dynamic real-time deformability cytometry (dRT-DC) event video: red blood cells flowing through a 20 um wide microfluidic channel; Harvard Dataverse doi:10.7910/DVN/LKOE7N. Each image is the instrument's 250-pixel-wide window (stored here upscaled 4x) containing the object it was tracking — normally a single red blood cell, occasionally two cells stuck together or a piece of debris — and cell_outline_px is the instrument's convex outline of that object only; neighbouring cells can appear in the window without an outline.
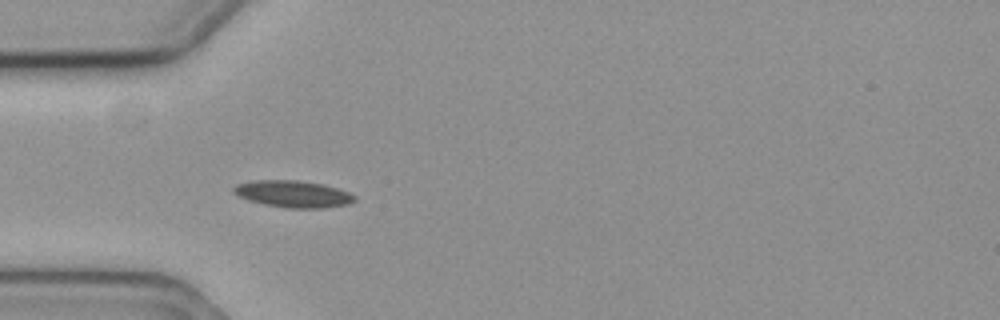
{"species": "common noctule bat (a hibernating species)", "species_latin": "Nyctalus noctula", "temperature_condition": "cold", "stored_images_in_passage": 6, "camera_frame_rate_fps": 3000, "um_per_image_px": 0.085, "animal": {"sex": "female", "body_mass_g": 19.3, "forearm_length_mm": 54.1}, "frame": {"image": 1, "passage_image": 4, "time_ms": 1.0, "image_size_px": [1000, 320], "cell_outline_px": [[356, 200], [348, 204], [324, 208], [284, 208], [264, 204], [248, 200], [232, 192], [232, 188], [236, 184], [252, 180], [296, 180], [324, 184], [348, 192], [356, 196]], "centroid_in_image_um": [24.9, 16.48], "position_along_channel_um": 60.1, "area_um2": 19.02}}
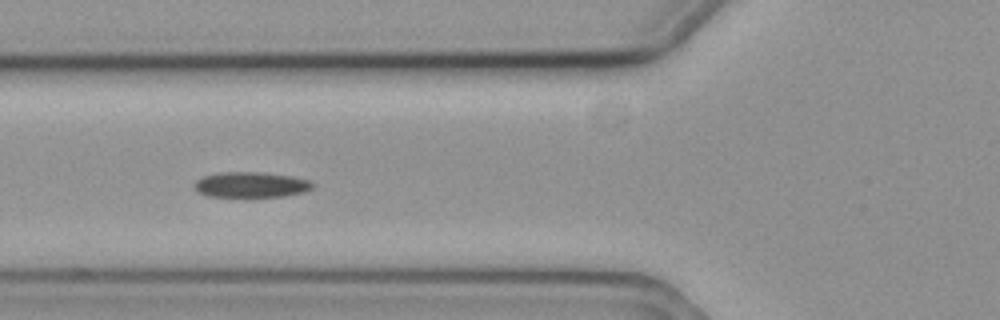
{"frame": {"image": 2, "passage_image": 5, "time_ms": 1.333, "image_size_px": [1000, 320], "cell_outline_px": [[316, 184], [312, 188], [304, 192], [284, 196], [252, 200], [208, 196], [196, 192], [192, 188], [192, 184], [196, 180], [204, 176], [220, 172], [260, 172], [292, 176], [312, 180]], "centroid_in_image_um": [21.31, 15.75], "position_along_channel_um": 104.5, "area_um2": 18.84}}
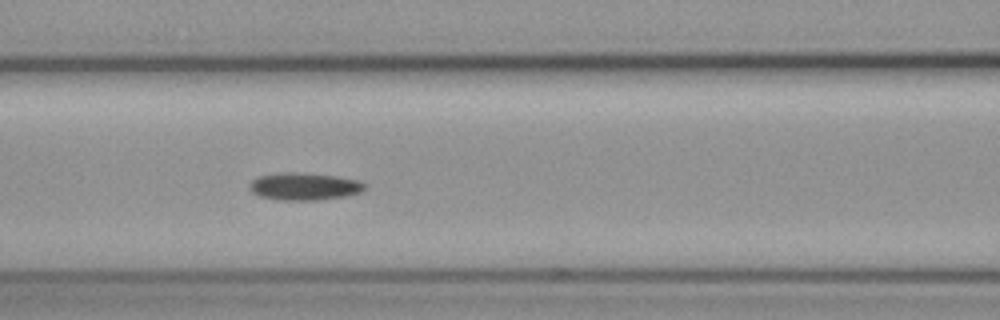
{"frame": {"image": 3, "passage_image": 6, "time_ms": 1.667, "image_size_px": [1000, 320], "cell_outline_px": [[368, 188], [360, 192], [348, 196], [316, 200], [280, 200], [260, 196], [252, 192], [248, 188], [248, 184], [252, 180], [260, 176], [288, 172], [296, 172], [336, 176], [360, 180], [368, 184]], "centroid_in_image_um": [25.92, 15.85], "position_along_channel_um": 140.7, "area_um2": 18.55}}